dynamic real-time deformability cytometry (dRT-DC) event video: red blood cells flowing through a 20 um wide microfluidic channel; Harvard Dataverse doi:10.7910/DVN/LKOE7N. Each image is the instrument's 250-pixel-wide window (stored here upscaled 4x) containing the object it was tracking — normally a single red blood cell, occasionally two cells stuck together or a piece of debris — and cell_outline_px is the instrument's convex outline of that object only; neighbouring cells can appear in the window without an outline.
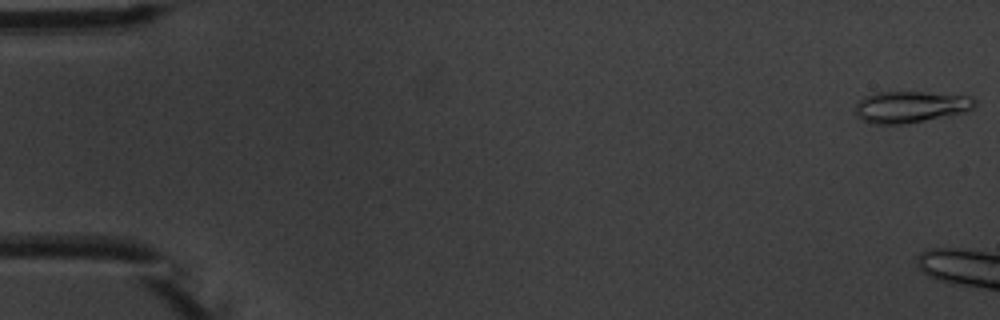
{"species": "common noctule bat (a hibernating species)", "species_latin": "Nyctalus noctula", "temperature_condition": "warm", "stored_images_in_passage": 6, "camera_frame_rate_fps": 3000, "um_per_image_px": 0.085, "animal": {"sex": "male", "body_mass_g": 20.1, "forearm_length_mm": 53.5}, "frame": {"image": 1, "passage_image": 1, "time_ms": 0.0, "image_size_px": [1000, 320], "cell_outline_px": [[976, 104], [972, 108], [964, 112], [908, 124], [872, 124], [856, 116], [856, 104], [864, 96], [876, 92], [924, 92], [972, 96], [976, 100]], "centroid_in_image_um": [77.39, 9.08], "position_along_channel_um": 7.6, "area_um2": 22.02}}